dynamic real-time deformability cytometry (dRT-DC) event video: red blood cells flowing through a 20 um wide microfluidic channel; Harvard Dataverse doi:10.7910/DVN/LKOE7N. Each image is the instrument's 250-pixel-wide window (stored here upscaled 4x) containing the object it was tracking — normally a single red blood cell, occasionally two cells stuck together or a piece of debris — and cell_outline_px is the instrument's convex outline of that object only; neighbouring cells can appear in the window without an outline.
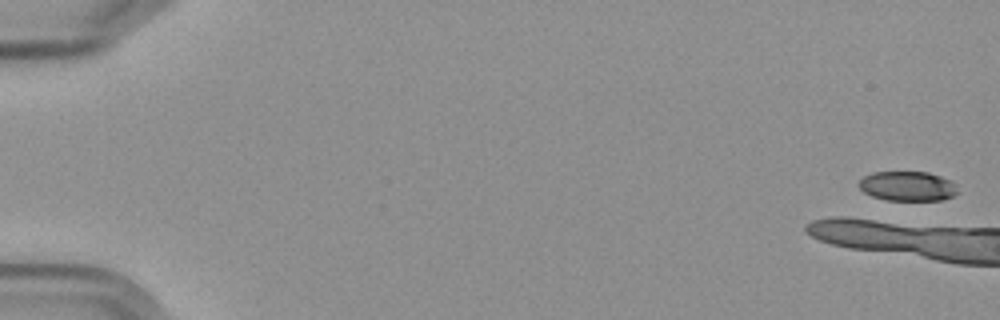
{"species": "Egyptian fruit bat (a non-hibernating species)", "species_latin": "Rousettus aegyptiacus", "temperature_condition": "cold", "stored_images_in_passage": 11, "camera_frame_rate_fps": 3000, "um_per_image_px": 0.085, "frame": {"image": 1, "passage_image": 1, "time_ms": 0.0, "image_size_px": [1000, 320], "cell_outline_px": [[956, 192], [952, 196], [944, 200], [884, 200], [872, 196], [864, 192], [856, 184], [864, 176], [872, 172], [928, 172], [952, 180]], "centroid_in_image_um": [77.1, 15.82], "position_along_channel_um": 7.9, "area_um2": 17.05}}
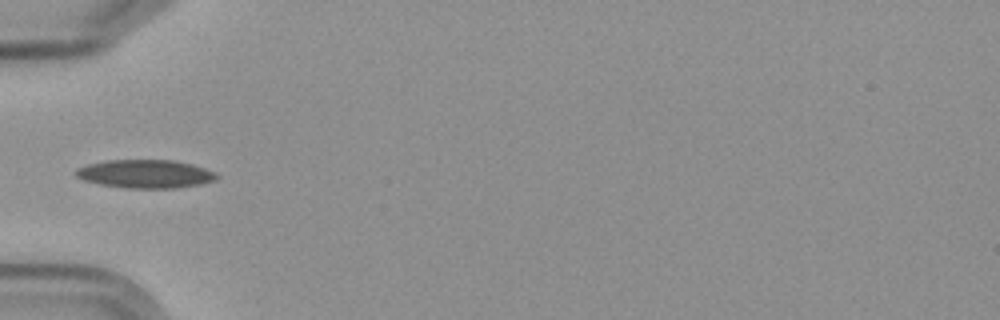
{"frame": {"image": 2, "passage_image": 7, "time_ms": 8.0, "image_size_px": [1000, 320], "cell_outline_px": [[220, 176], [216, 180], [204, 184], [176, 188], [128, 188], [100, 184], [84, 180], [76, 176], [76, 168], [88, 164], [108, 160], [172, 160], [192, 164], [216, 172]], "centroid_in_image_um": [12.41, 14.78], "position_along_channel_um": 72.6, "area_um2": 23.35}}
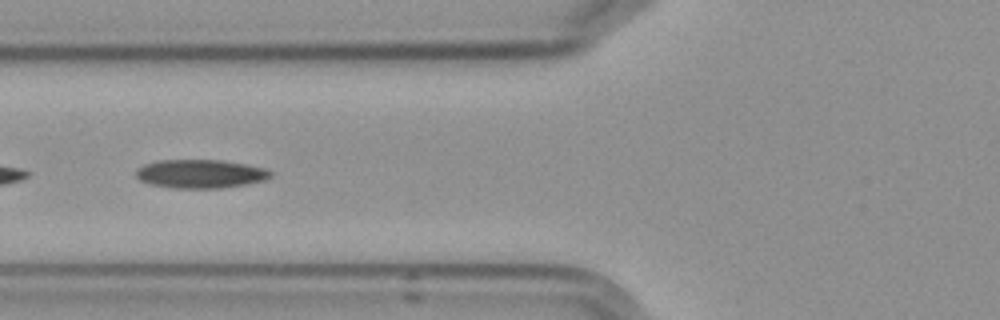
{"frame": {"image": 3, "passage_image": 8, "time_ms": 9.0, "image_size_px": [1000, 320], "cell_outline_px": [[272, 176], [264, 180], [244, 184], [220, 188], [172, 188], [152, 184], [140, 180], [136, 176], [136, 168], [144, 164], [156, 160], [220, 160], [244, 164], [264, 168], [272, 172]], "centroid_in_image_um": [17.0, 14.77], "position_along_channel_um": 108.8, "area_um2": 22.31}}